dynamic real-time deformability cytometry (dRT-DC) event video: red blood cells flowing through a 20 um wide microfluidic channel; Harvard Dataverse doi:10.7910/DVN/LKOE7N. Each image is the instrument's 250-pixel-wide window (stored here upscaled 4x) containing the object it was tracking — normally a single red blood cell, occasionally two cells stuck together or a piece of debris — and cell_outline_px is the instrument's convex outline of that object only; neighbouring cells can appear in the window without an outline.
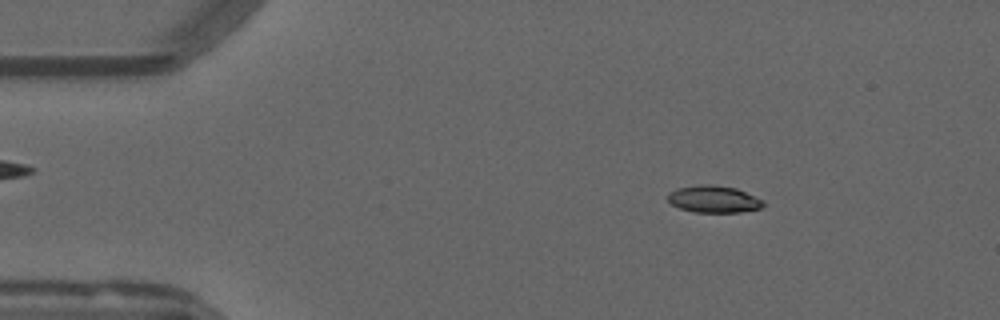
{"species": "common noctule bat (a hibernating species)", "species_latin": "Nyctalus noctula", "temperature_condition": "warm", "stored_images_in_passage": 54, "camera_frame_rate_fps": 3000, "um_per_image_px": 0.085, "animal": {"sex": "male", "forearm_length_mm": 52.5}, "frame": {"image": 1, "passage_image": 8, "time_ms": 2.333, "image_size_px": [1000, 320], "cell_outline_px": [[764, 204], [760, 208], [740, 212], [696, 212], [680, 208], [672, 204], [668, 200], [668, 192], [676, 188], [700, 184], [712, 184], [736, 188], [764, 200]], "centroid_in_image_um": [60.65, 16.91], "position_along_channel_um": 24.3, "area_um2": 15.03}}
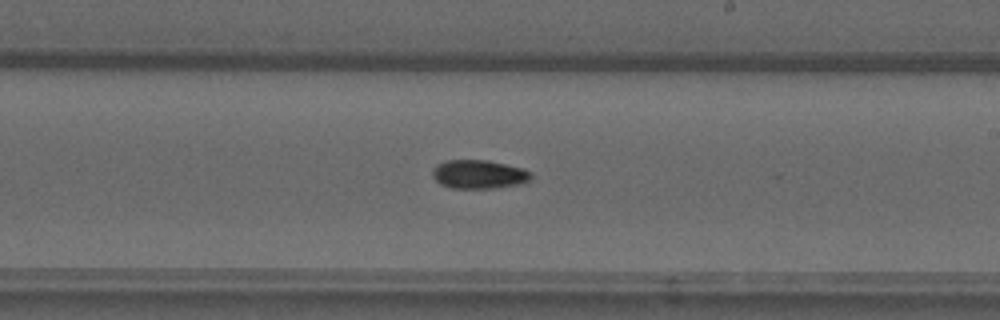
{"frame": {"image": 2, "passage_image": 31, "time_ms": 10.0, "image_size_px": [1000, 320], "cell_outline_px": [[532, 176], [528, 180], [520, 184], [496, 188], [452, 188], [440, 184], [432, 176], [432, 172], [436, 164], [448, 160], [488, 160], [520, 168], [528, 172]], "centroid_in_image_um": [40.65, 14.82], "position_along_channel_um": 248.4, "area_um2": 16.3}}
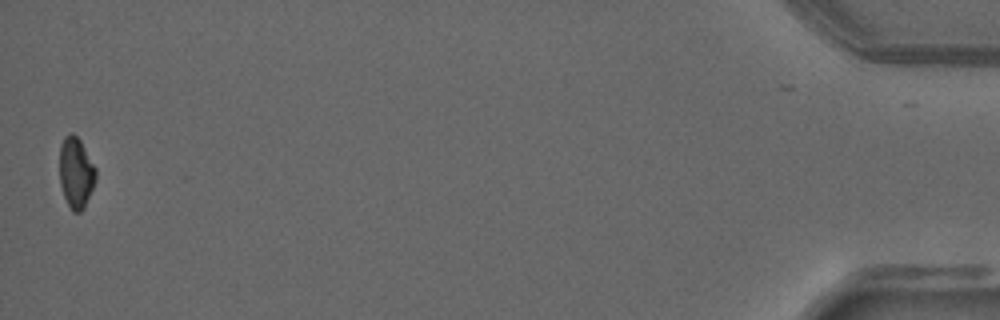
{"frame": {"image": 3, "passage_image": 53, "time_ms": 17.333, "image_size_px": [1000, 320], "cell_outline_px": [[96, 180], [84, 208], [80, 212], [72, 212], [64, 196], [60, 184], [60, 144], [64, 136], [68, 132], [72, 132], [80, 140], [96, 168]], "centroid_in_image_um": [6.45, 14.66], "position_along_channel_um": 428.7, "area_um2": 15.03}, "authors_computed_cell_mechanics": {"area_um2": 15.5193, "velocity_mm_per_s": 3.8064, "shape_relaxation_time_tau1_ms": 6.8705, "shape_relaxation_time_tau2_ms": null, "deformation_change_tau1": 0.1827, "deformation_change_tau2": null}}